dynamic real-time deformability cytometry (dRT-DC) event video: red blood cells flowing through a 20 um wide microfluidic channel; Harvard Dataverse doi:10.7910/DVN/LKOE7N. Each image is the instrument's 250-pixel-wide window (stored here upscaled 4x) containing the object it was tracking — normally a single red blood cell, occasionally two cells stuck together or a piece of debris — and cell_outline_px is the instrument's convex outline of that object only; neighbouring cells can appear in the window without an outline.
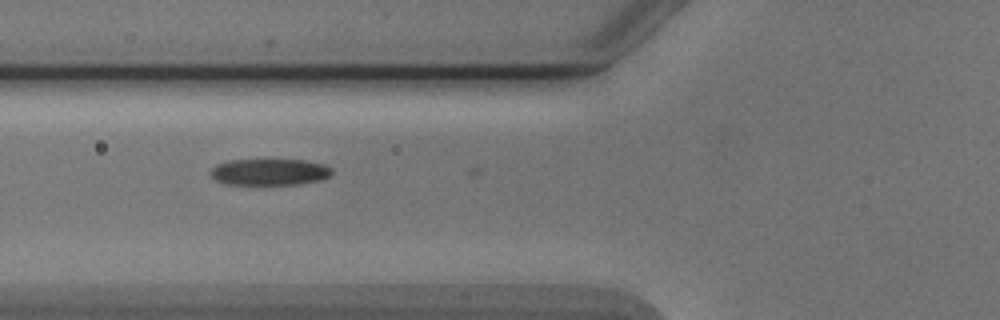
{"species": "Egyptian fruit bat (a non-hibernating species)", "species_latin": "Rousettus aegyptiacus", "temperature_condition": "cold", "stored_images_in_passage": 7, "camera_frame_rate_fps": 3000, "um_per_image_px": 0.085, "animal": {"sex": "male"}, "frame": {"image": 1, "passage_image": 5, "time_ms": 5.0, "image_size_px": [1000, 320], "cell_outline_px": [[332, 172], [328, 176], [320, 180], [300, 184], [224, 184], [216, 180], [208, 172], [216, 164], [232, 160], [304, 160], [324, 164], [332, 168]], "centroid_in_image_um": [22.9, 14.62], "position_along_channel_um": 102.9, "area_um2": 18.67}}
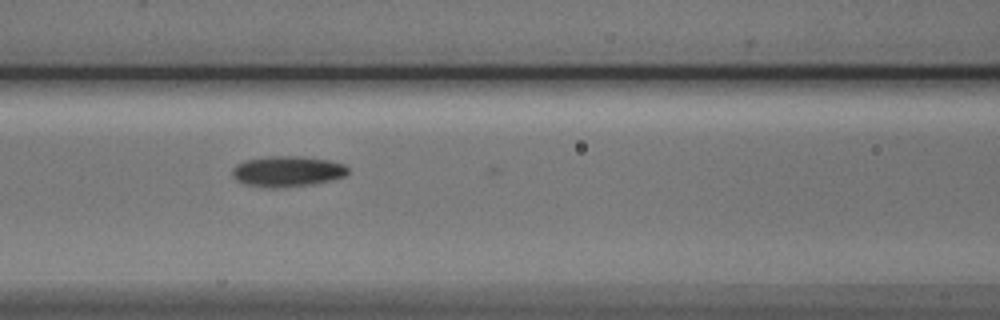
{"frame": {"image": 2, "passage_image": 6, "time_ms": 6.0, "image_size_px": [1000, 320], "cell_outline_px": [[348, 172], [344, 176], [332, 180], [312, 184], [276, 188], [272, 188], [244, 184], [236, 180], [232, 176], [232, 168], [236, 164], [244, 160], [268, 156], [300, 156], [328, 160], [344, 164], [348, 168]], "centroid_in_image_um": [24.39, 14.56], "position_along_channel_um": 142.2, "area_um2": 20.75}}
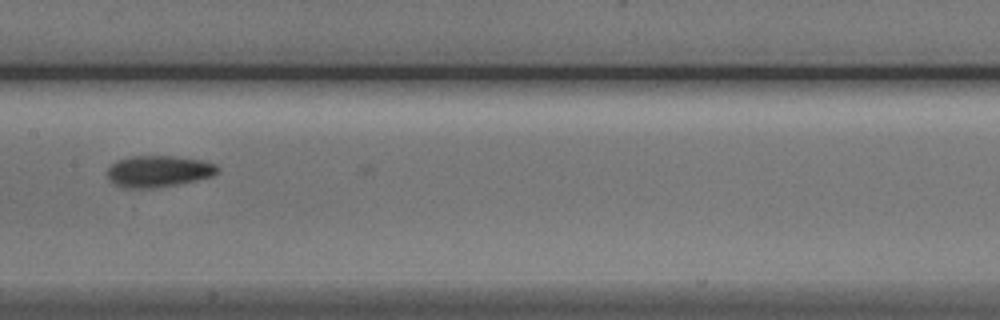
{"frame": {"image": 3, "passage_image": 7, "time_ms": 7.333, "image_size_px": [1000, 320], "cell_outline_px": [[220, 168], [212, 176], [196, 180], [176, 184], [152, 188], [124, 188], [108, 180], [108, 168], [112, 164], [120, 160], [132, 156], [176, 156], [204, 160], [216, 164]], "centroid_in_image_um": [13.49, 14.55], "position_along_channel_um": 193.9, "area_um2": 20.11}}